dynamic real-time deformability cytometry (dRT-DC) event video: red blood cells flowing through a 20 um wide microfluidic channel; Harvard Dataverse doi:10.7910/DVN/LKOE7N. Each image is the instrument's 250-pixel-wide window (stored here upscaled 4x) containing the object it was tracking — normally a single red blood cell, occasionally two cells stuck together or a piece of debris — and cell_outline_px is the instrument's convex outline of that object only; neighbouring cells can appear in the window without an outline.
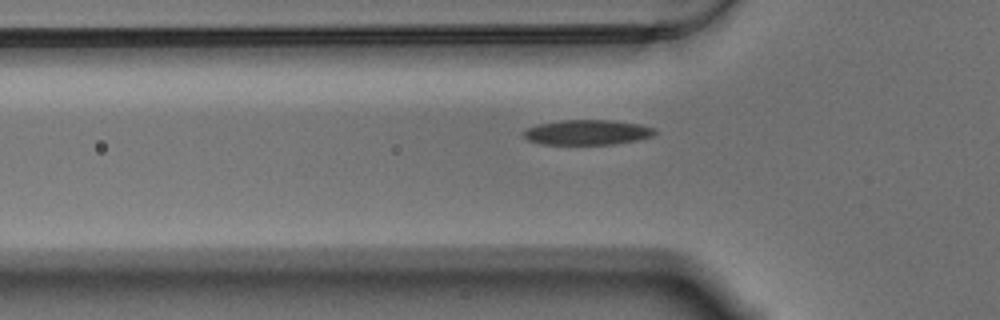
{"species": "Egyptian fruit bat (a non-hibernating species)", "species_latin": "Rousettus aegyptiacus", "temperature_condition": "warm", "stored_images_in_passage": 43, "camera_frame_rate_fps": 3000, "um_per_image_px": 0.085, "animal": {"sex": "male"}, "frame": {"image": 1, "passage_image": 3, "time_ms": 0.667, "image_size_px": [1000, 320], "cell_outline_px": [[656, 132], [652, 136], [636, 140], [612, 144], [544, 144], [528, 140], [520, 132], [528, 128], [540, 124], [560, 120], [612, 120], [640, 124], [656, 128]], "centroid_in_image_um": [49.93, 11.24], "position_along_channel_um": 75.9, "area_um2": 19.07}}
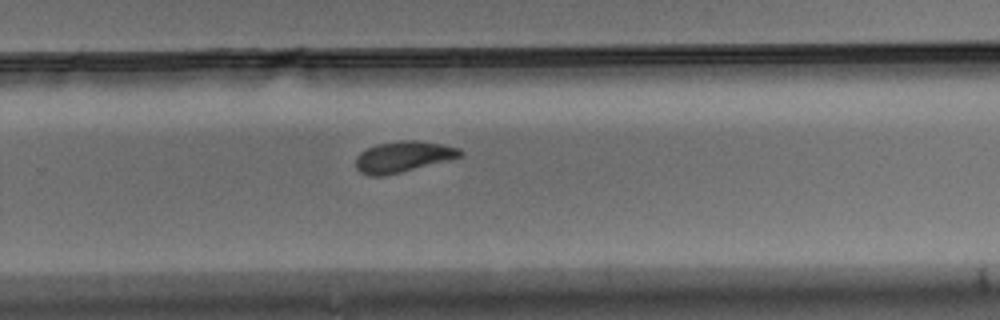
{"frame": {"image": 2, "passage_image": 22, "time_ms": 7.0, "image_size_px": [1000, 320], "cell_outline_px": [[464, 152], [460, 156], [448, 160], [384, 176], [368, 176], [360, 172], [356, 168], [356, 156], [360, 152], [376, 144], [404, 140], [416, 140], [440, 144], [460, 148]], "centroid_in_image_um": [34.23, 13.32], "position_along_channel_um": 295.6, "area_um2": 18.67}}
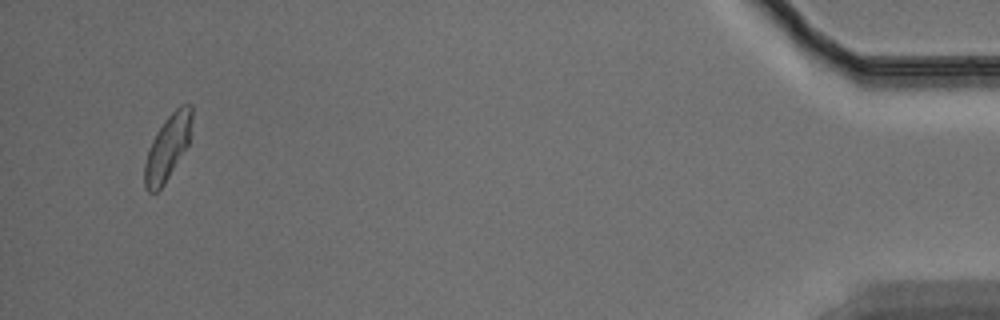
{"frame": {"image": 3, "passage_image": 40, "time_ms": 13.0, "image_size_px": [1000, 320], "cell_outline_px": [[192, 116], [188, 144], [164, 184], [156, 192], [148, 192], [144, 188], [144, 164], [148, 148], [152, 140], [164, 120], [180, 104], [192, 104]], "centroid_in_image_um": [14.22, 12.53], "position_along_channel_um": 421.0, "area_um2": 17.74}, "authors_computed_cell_mechanics": {"area_um2": 18.496, "velocity_mm_per_s": 3.4563, "shape_relaxation_time_tau1_ms": 4.005, "shape_relaxation_time_tau2_ms": 2.8691, "deformation_change_tau1": 0.1298, "deformation_change_tau2": 0.0859}}